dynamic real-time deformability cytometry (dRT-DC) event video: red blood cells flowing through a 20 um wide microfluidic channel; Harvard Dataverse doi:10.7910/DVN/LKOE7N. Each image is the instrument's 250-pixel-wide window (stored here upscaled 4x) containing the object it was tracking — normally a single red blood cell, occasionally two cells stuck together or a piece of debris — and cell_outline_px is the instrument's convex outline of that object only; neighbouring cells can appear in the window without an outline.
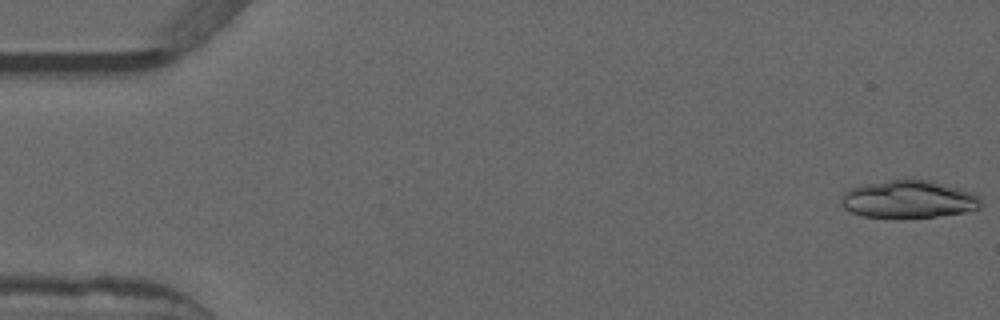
{"species": "common noctule bat (a hibernating species)", "species_latin": "Nyctalus noctula", "temperature_condition": "warm", "stored_images_in_passage": 52, "camera_frame_rate_fps": 3000, "um_per_image_px": 0.085, "animal": {"sex": "male", "forearm_length_mm": 52.5}, "frame": {"image": 1, "passage_image": 1, "time_ms": 0.0, "image_size_px": [1000, 320], "cell_outline_px": [[984, 204], [980, 208], [964, 212], [936, 216], [860, 216], [844, 208], [840, 204], [840, 200], [844, 192], [852, 188], [868, 184], [888, 180], [928, 180], [972, 192], [980, 196], [984, 200]], "centroid_in_image_um": [77.27, 16.93], "position_along_channel_um": 7.7, "area_um2": 30.06}, "authors_computed_cell_mechanics": {"area_um2": 16.5597, "velocity_mm_per_s": 3.9175, "shape_relaxation_time_tau1_ms": 3.8088, "shape_relaxation_time_tau2_ms": 10.7233, "deformation_change_tau1": 0.1725, "deformation_change_tau2": 0.1968}}